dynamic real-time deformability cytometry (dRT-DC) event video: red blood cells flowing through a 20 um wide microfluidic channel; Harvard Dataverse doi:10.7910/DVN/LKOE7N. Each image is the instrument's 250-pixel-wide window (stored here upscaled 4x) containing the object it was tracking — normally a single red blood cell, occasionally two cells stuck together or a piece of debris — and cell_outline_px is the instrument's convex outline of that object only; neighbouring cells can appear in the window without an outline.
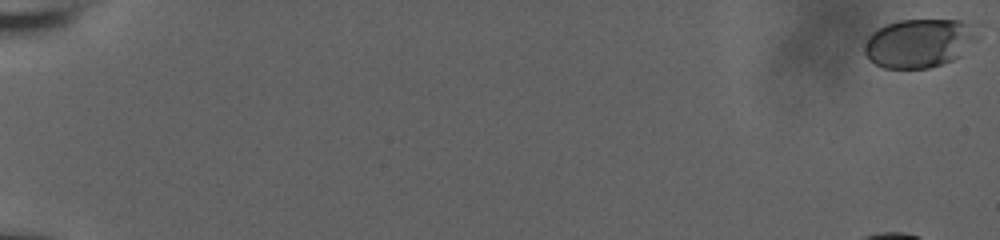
{"species": "human", "species_latin": "Homo sapiens", "temperature_condition": "room temperature", "stored_images_in_passage": 52, "camera_frame_rate_fps": 3000, "um_per_image_px": 0.085, "donor": {"sex": "male"}, "frame": {"image": 1, "passage_image": 1, "time_ms": 0.0, "image_size_px": [1000, 240], "cell_outline_px": [[984, 24], [980, 36], [960, 56], [952, 60], [928, 68], [884, 68], [868, 60], [864, 52], [864, 44], [868, 36], [872, 32], [888, 24], [900, 20], [960, 20]], "centroid_in_image_um": [78.23, 3.63], "position_along_channel_um": 6.8, "area_um2": 32.83}}